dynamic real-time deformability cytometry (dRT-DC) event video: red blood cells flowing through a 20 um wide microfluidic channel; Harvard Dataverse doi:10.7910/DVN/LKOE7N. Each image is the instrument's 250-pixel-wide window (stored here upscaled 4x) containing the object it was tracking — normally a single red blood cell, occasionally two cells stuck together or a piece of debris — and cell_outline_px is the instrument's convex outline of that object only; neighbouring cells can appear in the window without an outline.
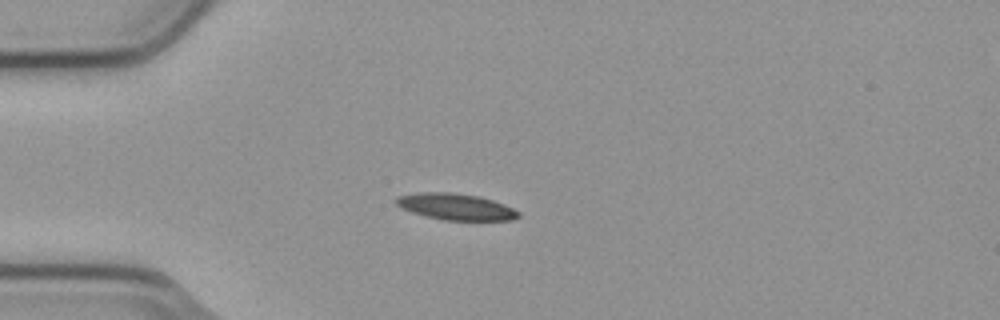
{"species": "common noctule bat (a hibernating species)", "species_latin": "Nyctalus noctula", "temperature_condition": "cold", "stored_images_in_passage": 5, "camera_frame_rate_fps": 3000, "um_per_image_px": 0.085, "animal": {"sex": "male", "body_mass_g": 23.1, "forearm_length_mm": 52.7}, "frame": {"image": 1, "passage_image": 3, "time_ms": 0.667, "image_size_px": [1000, 320], "cell_outline_px": [[520, 216], [512, 220], [444, 220], [412, 212], [396, 204], [392, 200], [396, 196], [420, 192], [448, 192], [480, 196], [504, 204], [520, 212]], "centroid_in_image_um": [38.74, 17.56], "position_along_channel_um": 46.3, "area_um2": 18.73}}
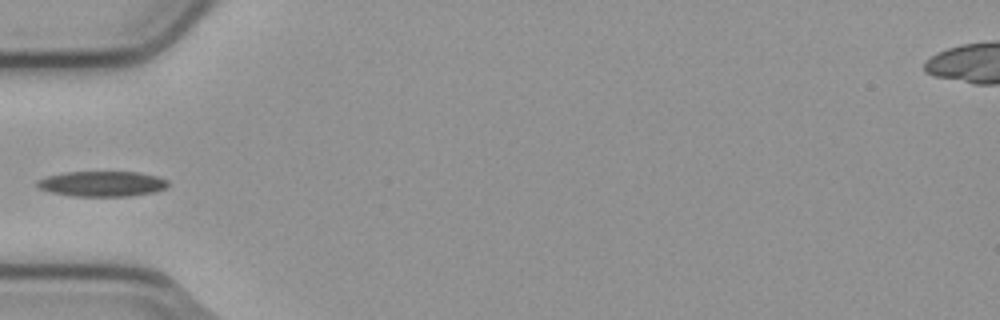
{"frame": {"image": 2, "passage_image": 4, "time_ms": 1.0, "image_size_px": [1000, 320], "cell_outline_px": [[168, 188], [156, 192], [128, 196], [72, 196], [52, 192], [40, 188], [36, 184], [36, 180], [48, 176], [68, 172], [136, 172], [156, 176], [168, 180]], "centroid_in_image_um": [8.72, 15.63], "position_along_channel_um": 76.3, "area_um2": 19.25}}
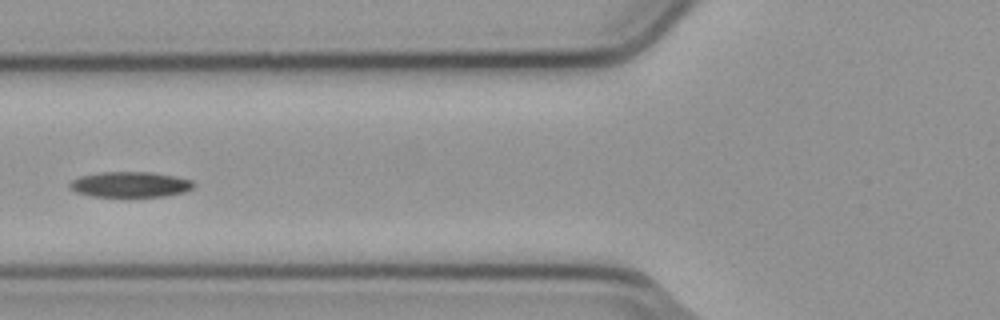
{"frame": {"image": 3, "passage_image": 5, "time_ms": 1.333, "image_size_px": [1000, 320], "cell_outline_px": [[196, 184], [192, 188], [184, 192], [164, 196], [132, 200], [88, 196], [76, 192], [68, 188], [68, 184], [72, 180], [80, 176], [100, 172], [152, 172], [176, 176], [192, 180]], "centroid_in_image_um": [11.04, 15.73], "position_along_channel_um": 114.8, "area_um2": 19.59}}